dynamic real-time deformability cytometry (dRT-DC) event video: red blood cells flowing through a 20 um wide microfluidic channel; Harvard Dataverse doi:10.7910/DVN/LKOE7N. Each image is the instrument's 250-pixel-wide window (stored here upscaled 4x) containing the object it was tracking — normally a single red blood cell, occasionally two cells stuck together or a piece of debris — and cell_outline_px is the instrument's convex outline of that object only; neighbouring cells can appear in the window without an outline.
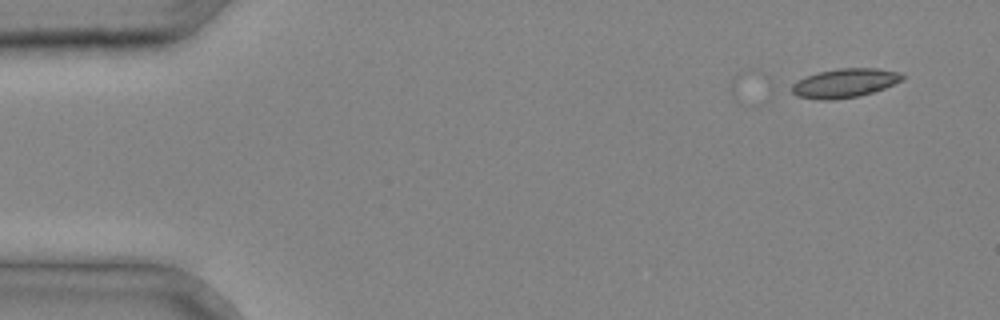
{"species": "common noctule bat (a hibernating species)", "species_latin": "Nyctalus noctula", "temperature_condition": "cold", "stored_images_in_passage": 4, "camera_frame_rate_fps": 3000, "um_per_image_px": 0.085, "animal": {"sex": "male", "body_mass_g": 20.4}, "frame": {"image": 1, "passage_image": 1, "time_ms": 0.0, "image_size_px": [1000, 320], "cell_outline_px": [[904, 80], [884, 88], [872, 92], [856, 96], [832, 100], [820, 100], [796, 96], [784, 88], [796, 80], [804, 76], [816, 72], [836, 68], [876, 68], [900, 72], [904, 76]], "centroid_in_image_um": [71.68, 7.05], "position_along_channel_um": 13.3, "area_um2": 19.19}}